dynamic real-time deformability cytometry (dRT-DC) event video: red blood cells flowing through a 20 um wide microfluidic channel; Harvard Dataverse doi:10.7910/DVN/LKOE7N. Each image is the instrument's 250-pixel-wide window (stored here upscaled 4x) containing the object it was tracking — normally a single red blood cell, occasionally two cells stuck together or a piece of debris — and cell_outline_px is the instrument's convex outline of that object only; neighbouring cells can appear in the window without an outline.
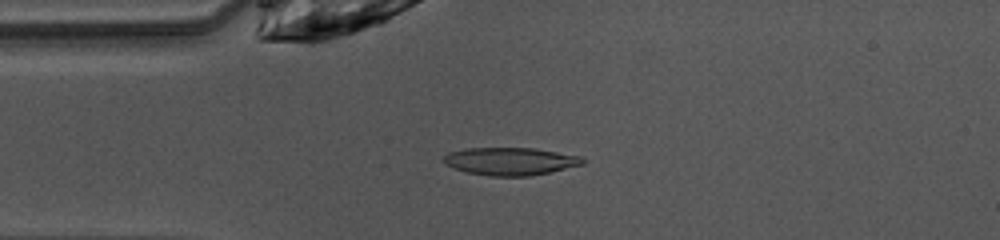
{"species": "common noctule bat (a hibernating species)", "species_latin": "Nyctalus noctula", "temperature_condition": "warm", "stored_images_in_passage": 47, "camera_frame_rate_fps": 3000, "um_per_image_px": 0.085, "animal": {"sex": "female", "body_mass_g": 10.0, "forearm_length_mm": 53.1}, "frame": {"image": 1, "passage_image": 10, "time_ms": 3.0, "image_size_px": [1000, 240], "cell_outline_px": [[584, 164], [548, 172], [528, 176], [492, 176], [464, 172], [444, 164], [440, 160], [448, 152], [468, 148], [532, 148], [584, 156]], "centroid_in_image_um": [43.34, 13.7], "position_along_channel_um": 41.7, "area_um2": 22.54}}
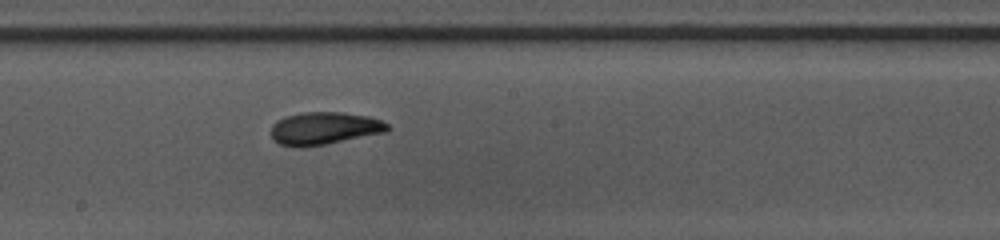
{"frame": {"image": 2, "passage_image": 24, "time_ms": 7.667, "image_size_px": [1000, 240], "cell_outline_px": [[392, 128], [388, 132], [324, 144], [280, 144], [272, 140], [272, 124], [276, 120], [284, 116], [304, 112], [344, 112], [368, 116], [380, 120], [388, 124]], "centroid_in_image_um": [27.62, 10.86], "position_along_channel_um": 220.6, "area_um2": 21.68}}
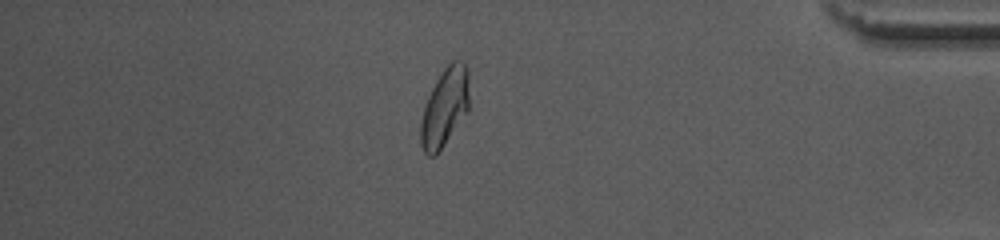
{"frame": {"image": 3, "passage_image": 40, "time_ms": 13.0, "image_size_px": [1000, 240], "cell_outline_px": [[468, 112], [436, 156], [428, 156], [424, 152], [420, 144], [420, 124], [424, 104], [436, 80], [444, 68], [452, 60], [460, 60], [468, 68]], "centroid_in_image_um": [37.79, 9.14], "position_along_channel_um": 397.4, "area_um2": 22.31}, "authors_computed_cell_mechanics": {"area_um2": 21.7906, "velocity_mm_per_s": 4.0524, "shape_relaxation_time_tau1_ms": 3.4628, "shape_relaxation_time_tau2_ms": 2.9738, "deformation_change_tau1": 0.1735, "deformation_change_tau2": 0.0622}}